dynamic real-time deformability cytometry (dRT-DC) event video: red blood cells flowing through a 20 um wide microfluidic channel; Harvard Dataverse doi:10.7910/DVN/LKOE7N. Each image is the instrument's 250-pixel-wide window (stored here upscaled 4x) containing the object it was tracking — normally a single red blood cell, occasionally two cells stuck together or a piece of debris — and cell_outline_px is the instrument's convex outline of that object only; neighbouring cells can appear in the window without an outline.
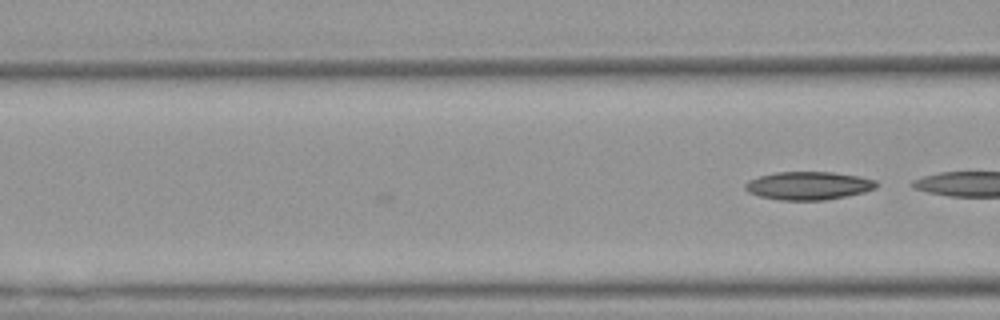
{"species": "Egyptian fruit bat (a non-hibernating species)", "species_latin": "Rousettus aegyptiacus", "temperature_condition": "warm", "stored_images_in_passage": 4, "camera_frame_rate_fps": 3000, "um_per_image_px": 0.085, "animal": {"sex": "female"}, "frame": {"image": 1, "passage_image": 4, "time_ms": 1.0, "image_size_px": [1000, 320], "cell_outline_px": [[880, 184], [876, 188], [864, 192], [824, 200], [780, 200], [760, 196], [748, 192], [744, 188], [744, 184], [748, 180], [760, 176], [776, 172], [832, 172], [860, 176], [876, 180]], "centroid_in_image_um": [68.73, 15.77], "position_along_channel_um": 97.9, "area_um2": 21.56}}